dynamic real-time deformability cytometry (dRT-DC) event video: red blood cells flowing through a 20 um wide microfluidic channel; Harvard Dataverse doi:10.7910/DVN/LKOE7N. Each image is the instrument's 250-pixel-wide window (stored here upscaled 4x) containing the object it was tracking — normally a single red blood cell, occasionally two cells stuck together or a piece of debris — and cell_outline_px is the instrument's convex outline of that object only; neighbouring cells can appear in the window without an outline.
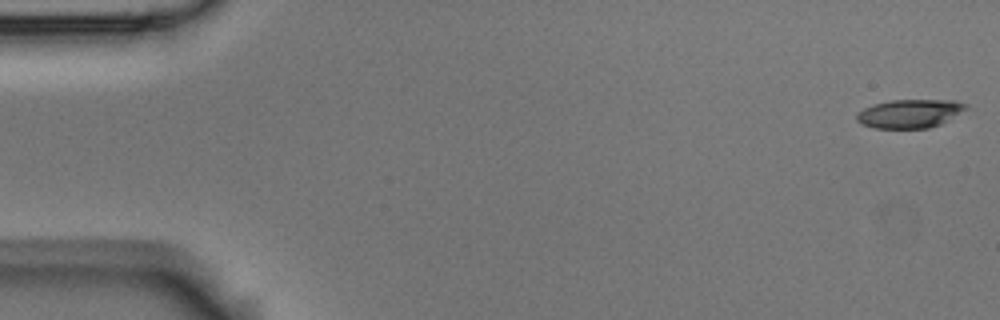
{"species": "Egyptian fruit bat (a non-hibernating species)", "species_latin": "Rousettus aegyptiacus", "temperature_condition": "room temperature", "stored_images_in_passage": 6, "camera_frame_rate_fps": 3000, "um_per_image_px": 0.085, "animal": {"sex": "male"}, "frame": {"image": 1, "passage_image": 1, "time_ms": 0.0, "image_size_px": [1000, 320], "cell_outline_px": [[968, 108], [940, 124], [928, 128], [872, 128], [860, 124], [856, 120], [856, 112], [872, 104], [892, 100], [956, 100], [968, 104]], "centroid_in_image_um": [77.29, 9.65], "position_along_channel_um": 7.7, "area_um2": 18.32}}
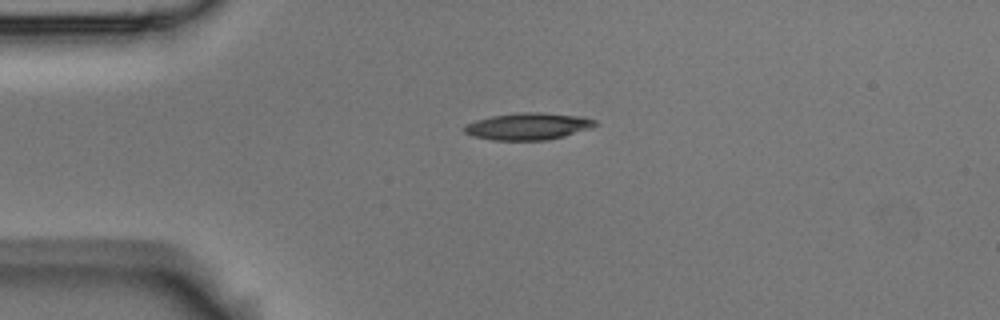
{"frame": {"image": 2, "passage_image": 4, "time_ms": 1.0, "image_size_px": [1000, 320], "cell_outline_px": [[600, 124], [592, 128], [564, 136], [544, 140], [492, 140], [472, 136], [464, 132], [464, 124], [476, 120], [492, 116], [520, 112], [540, 112], [584, 116], [596, 120]], "centroid_in_image_um": [44.92, 10.73], "position_along_channel_um": 40.1, "area_um2": 20.75}}
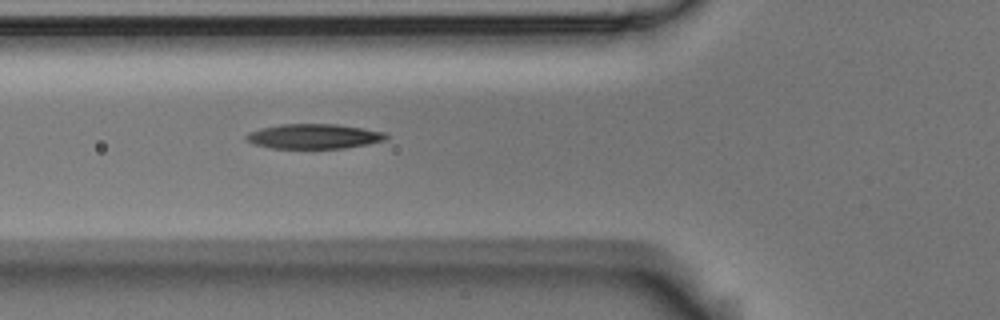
{"frame": {"image": 3, "passage_image": 6, "time_ms": 1.667, "image_size_px": [1000, 320], "cell_outline_px": [[388, 136], [384, 140], [368, 144], [344, 148], [272, 148], [252, 144], [244, 140], [244, 136], [248, 132], [260, 128], [280, 124], [336, 124], [364, 128], [384, 132]], "centroid_in_image_um": [26.62, 11.58], "position_along_channel_um": 99.2, "area_um2": 20.35}}